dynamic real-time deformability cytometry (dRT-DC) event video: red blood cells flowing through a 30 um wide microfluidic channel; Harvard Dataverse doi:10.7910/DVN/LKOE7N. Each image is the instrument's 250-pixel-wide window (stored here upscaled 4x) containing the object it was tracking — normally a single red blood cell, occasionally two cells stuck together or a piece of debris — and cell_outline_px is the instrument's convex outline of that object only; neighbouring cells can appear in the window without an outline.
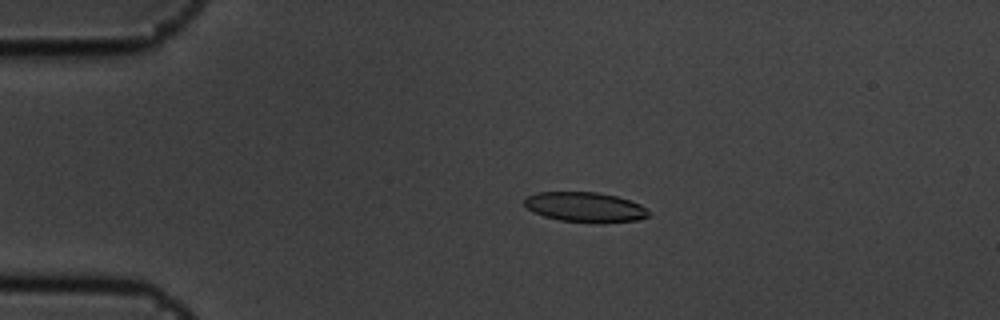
{"species": "common noctule bat (a hibernating species)", "species_latin": "Nyctalus noctula", "temperature_condition": "cold", "stored_images_in_passage": 4, "camera_frame_rate_fps": 3000, "um_per_image_px": 0.085, "animal": {"sex": "male", "body_mass_g": 19.5, "forearm_length_mm": 54.6}, "frame": {"image": 1, "passage_image": 3, "time_ms": 0.667, "image_size_px": [1000, 320], "cell_outline_px": [[652, 216], [636, 220], [600, 224], [592, 224], [560, 220], [544, 216], [532, 212], [524, 204], [524, 196], [536, 192], [596, 192], [616, 196], [640, 204]], "centroid_in_image_um": [49.71, 17.62], "position_along_channel_um": 35.3, "area_um2": 22.02}}